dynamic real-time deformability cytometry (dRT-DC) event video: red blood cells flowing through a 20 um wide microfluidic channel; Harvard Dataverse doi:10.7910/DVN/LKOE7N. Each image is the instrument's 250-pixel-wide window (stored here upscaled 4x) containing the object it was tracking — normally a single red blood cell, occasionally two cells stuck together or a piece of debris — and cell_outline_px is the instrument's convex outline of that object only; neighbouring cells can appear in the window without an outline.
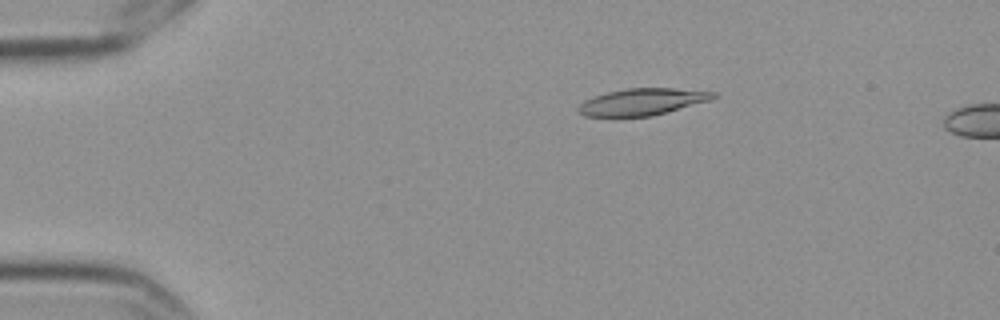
{"species": "Egyptian fruit bat (a non-hibernating species)", "species_latin": "Rousettus aegyptiacus", "temperature_condition": "cold", "stored_images_in_passage": 6, "camera_frame_rate_fps": 3000, "um_per_image_px": 0.085, "frame": {"image": 1, "passage_image": 3, "time_ms": 0.667, "image_size_px": [1000, 320], "cell_outline_px": [[716, 96], [708, 100], [652, 116], [584, 116], [576, 112], [576, 108], [584, 100], [608, 92], [628, 88], [676, 88], [716, 92]], "centroid_in_image_um": [54.54, 8.65], "position_along_channel_um": 30.5, "area_um2": 20.75}}